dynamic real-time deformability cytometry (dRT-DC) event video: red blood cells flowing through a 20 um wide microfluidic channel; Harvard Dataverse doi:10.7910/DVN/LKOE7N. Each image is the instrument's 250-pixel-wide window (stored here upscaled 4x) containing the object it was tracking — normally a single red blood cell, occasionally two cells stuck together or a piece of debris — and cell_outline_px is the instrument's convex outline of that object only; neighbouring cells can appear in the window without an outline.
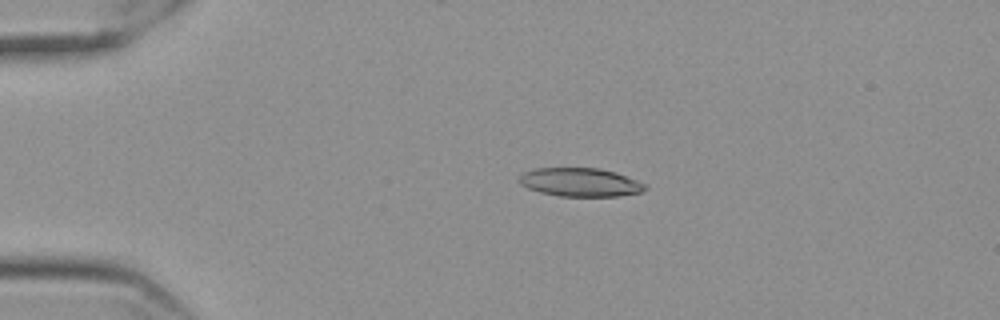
{"species": "Egyptian fruit bat (a non-hibernating species)", "species_latin": "Rousettus aegyptiacus", "temperature_condition": "cold", "stored_images_in_passage": 53, "camera_frame_rate_fps": 3000, "um_per_image_px": 0.085, "frame": {"image": 1, "passage_image": 8, "time_ms": 2.333, "image_size_px": [1000, 320], "cell_outline_px": [[648, 188], [644, 192], [616, 196], [560, 196], [540, 192], [528, 188], [520, 184], [516, 180], [524, 172], [536, 168], [600, 168], [616, 172], [636, 180], [644, 184]], "centroid_in_image_um": [49.31, 15.49], "position_along_channel_um": 35.7, "area_um2": 20.98}}
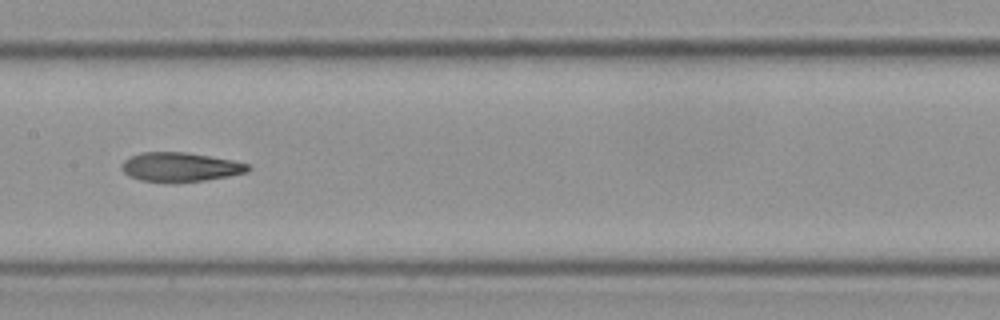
{"frame": {"image": 2, "passage_image": 25, "time_ms": 8.0, "image_size_px": [1000, 320], "cell_outline_px": [[252, 168], [248, 172], [228, 176], [204, 180], [176, 184], [172, 184], [140, 180], [128, 176], [120, 168], [120, 164], [124, 160], [140, 152], [184, 152], [232, 160], [248, 164]], "centroid_in_image_um": [15.28, 14.22], "position_along_channel_um": 192.1, "area_um2": 21.85}}
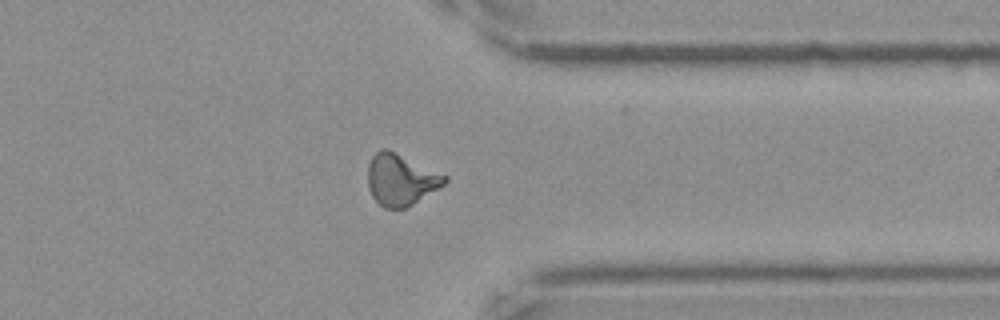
{"frame": {"image": 3, "passage_image": 41, "time_ms": 13.333, "image_size_px": [1000, 320], "cell_outline_px": [[448, 180], [444, 184], [412, 204], [404, 208], [384, 208], [372, 196], [368, 188], [368, 164], [372, 156], [380, 148], [388, 148], [448, 176]], "centroid_in_image_um": [34.04, 15.24], "position_along_channel_um": 377.4, "area_um2": 22.95}, "authors_computed_cell_mechanics": {"area_um2": 21.675, "velocity_mm_per_s": 3.547, "shape_relaxation_time_tau1_ms": null, "shape_relaxation_time_tau2_ms": 3.391, "deformation_change_tau1": null, "deformation_change_tau2": 0.1198}}